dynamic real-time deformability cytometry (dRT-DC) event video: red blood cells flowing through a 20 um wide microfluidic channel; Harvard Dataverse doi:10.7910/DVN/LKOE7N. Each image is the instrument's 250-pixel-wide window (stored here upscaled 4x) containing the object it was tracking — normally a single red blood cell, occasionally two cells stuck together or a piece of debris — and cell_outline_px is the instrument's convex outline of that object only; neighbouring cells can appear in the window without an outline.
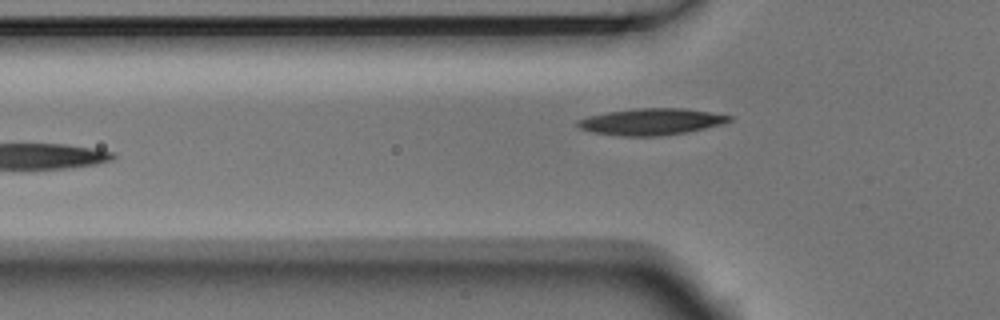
{"species": "Egyptian fruit bat (a non-hibernating species)", "species_latin": "Rousettus aegyptiacus", "temperature_condition": "room temperature", "stored_images_in_passage": 4, "camera_frame_rate_fps": 3000, "um_per_image_px": 0.085, "animal": {"sex": "male"}, "frame": {"image": 1, "passage_image": 4, "time_ms": 1.0, "image_size_px": [1000, 320], "cell_outline_px": [[732, 120], [720, 124], [688, 132], [660, 136], [624, 136], [592, 132], [580, 128], [576, 124], [576, 120], [588, 116], [608, 112], [636, 108], [684, 108], [732, 116]], "centroid_in_image_um": [55.33, 10.34], "position_along_channel_um": 70.5, "area_um2": 23.29}}